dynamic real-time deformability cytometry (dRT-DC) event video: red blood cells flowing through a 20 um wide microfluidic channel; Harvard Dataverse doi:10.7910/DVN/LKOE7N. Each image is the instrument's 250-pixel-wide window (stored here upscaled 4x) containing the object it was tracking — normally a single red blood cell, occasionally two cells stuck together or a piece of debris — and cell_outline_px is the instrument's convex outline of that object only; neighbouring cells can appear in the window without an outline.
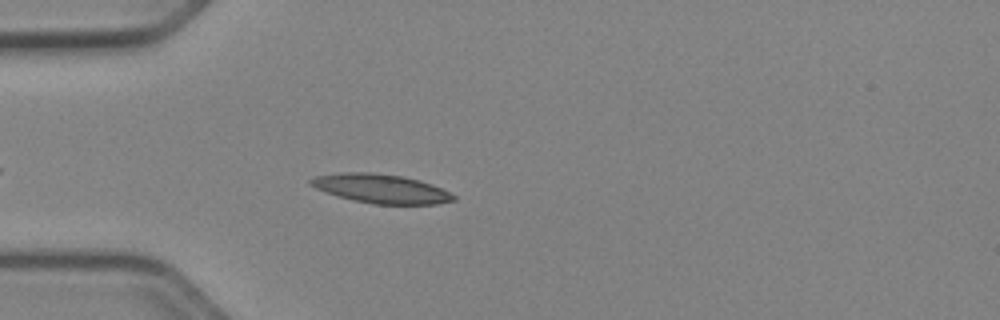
{"species": "Egyptian fruit bat (a non-hibernating species)", "species_latin": "Rousettus aegyptiacus", "temperature_condition": "cold", "stored_images_in_passage": 40, "camera_frame_rate_fps": 3000, "um_per_image_px": 0.085, "animal": {"sex": "female"}, "frame": {"image": 1, "passage_image": 6, "time_ms": 1.667, "image_size_px": [1000, 320], "cell_outline_px": [[456, 200], [436, 204], [372, 204], [352, 200], [316, 188], [308, 184], [308, 180], [312, 176], [340, 172], [372, 172], [404, 176], [420, 180], [432, 184], [456, 196]], "centroid_in_image_um": [32.36, 16.02], "position_along_channel_um": 52.6, "area_um2": 24.28}}
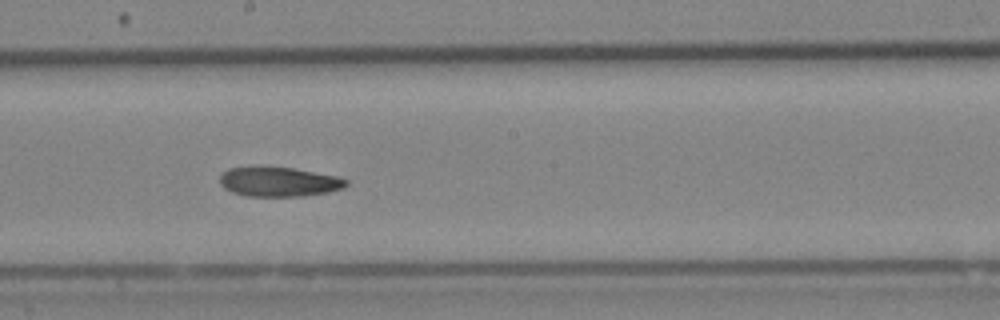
{"frame": {"image": 2, "passage_image": 20, "time_ms": 6.333, "image_size_px": [1000, 320], "cell_outline_px": [[348, 184], [344, 188], [328, 192], [304, 196], [248, 196], [232, 192], [224, 188], [220, 184], [220, 176], [228, 168], [260, 164], [292, 168], [340, 176], [348, 180]], "centroid_in_image_um": [23.7, 15.42], "position_along_channel_um": 224.5, "area_um2": 22.43}}
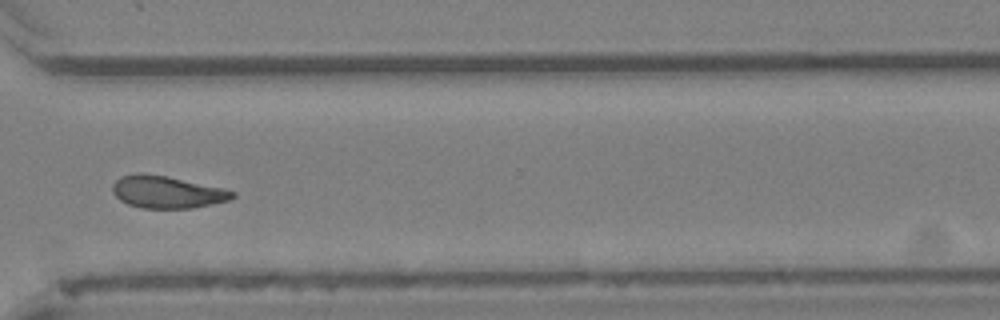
{"frame": {"image": 3, "passage_image": 30, "time_ms": 9.667, "image_size_px": [1000, 320], "cell_outline_px": [[236, 196], [228, 200], [192, 208], [140, 208], [128, 204], [120, 200], [112, 192], [112, 184], [120, 176], [140, 172], [144, 172], [168, 176], [224, 188], [236, 192]], "centroid_in_image_um": [14.17, 16.31], "position_along_channel_um": 356.4, "area_um2": 22.72}}